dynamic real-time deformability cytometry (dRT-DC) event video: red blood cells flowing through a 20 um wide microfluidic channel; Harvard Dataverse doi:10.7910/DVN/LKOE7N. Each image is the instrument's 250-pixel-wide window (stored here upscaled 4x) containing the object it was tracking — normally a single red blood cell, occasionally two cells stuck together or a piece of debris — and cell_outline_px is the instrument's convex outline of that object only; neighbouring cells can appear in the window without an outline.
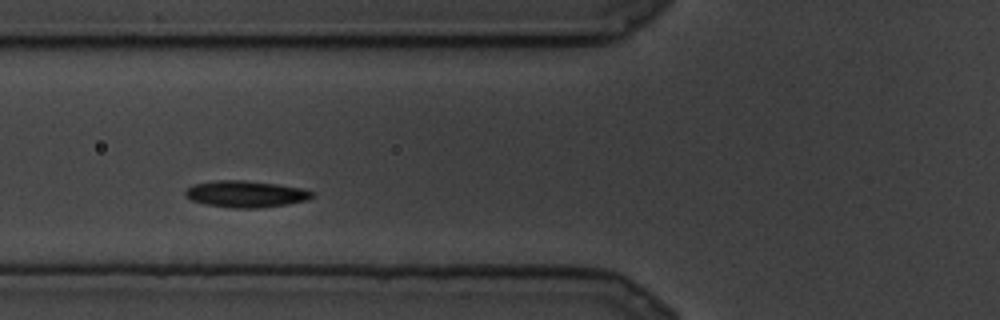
{"species": "common noctule bat (a hibernating species)", "species_latin": "Nyctalus noctula", "temperature_condition": "cold", "stored_images_in_passage": 15, "camera_frame_rate_fps": 3000, "um_per_image_px": 0.085, "animal": {"sex": "male", "body_mass_g": 19.5, "forearm_length_mm": 54.6}, "frame": {"image": 1, "passage_image": 5, "time_ms": 1.333, "image_size_px": [1000, 320], "cell_outline_px": [[312, 196], [308, 200], [288, 204], [256, 208], [232, 208], [208, 204], [192, 200], [184, 196], [184, 192], [192, 184], [216, 180], [244, 180], [276, 184], [300, 188], [312, 192]], "centroid_in_image_um": [20.85, 16.48], "position_along_channel_um": 105.0, "area_um2": 19.48}}
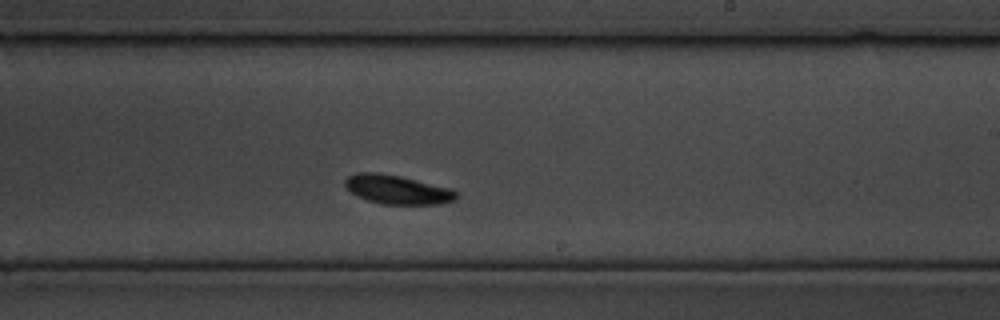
{"frame": {"image": 2, "passage_image": 11, "time_ms": 3.333, "image_size_px": [1000, 320], "cell_outline_px": [[460, 196], [456, 200], [440, 204], [384, 204], [368, 200], [352, 192], [344, 184], [344, 180], [348, 176], [356, 172], [376, 172], [400, 176], [448, 188], [456, 192]], "centroid_in_image_um": [33.78, 16.11], "position_along_channel_um": 255.2, "area_um2": 18.55}}
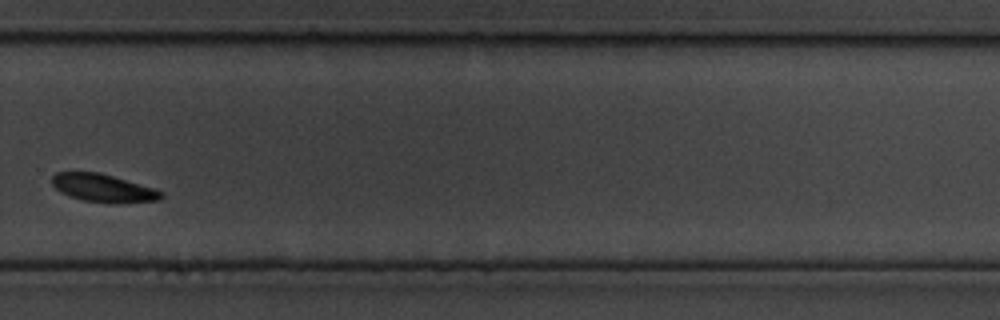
{"frame": {"image": 3, "passage_image": 14, "time_ms": 4.333, "image_size_px": [1000, 320], "cell_outline_px": [[164, 196], [160, 200], [112, 204], [108, 204], [84, 200], [60, 192], [52, 184], [52, 176], [56, 172], [100, 172], [152, 188], [164, 192]], "centroid_in_image_um": [8.78, 15.99], "position_along_channel_um": 321.0, "area_um2": 17.74}}